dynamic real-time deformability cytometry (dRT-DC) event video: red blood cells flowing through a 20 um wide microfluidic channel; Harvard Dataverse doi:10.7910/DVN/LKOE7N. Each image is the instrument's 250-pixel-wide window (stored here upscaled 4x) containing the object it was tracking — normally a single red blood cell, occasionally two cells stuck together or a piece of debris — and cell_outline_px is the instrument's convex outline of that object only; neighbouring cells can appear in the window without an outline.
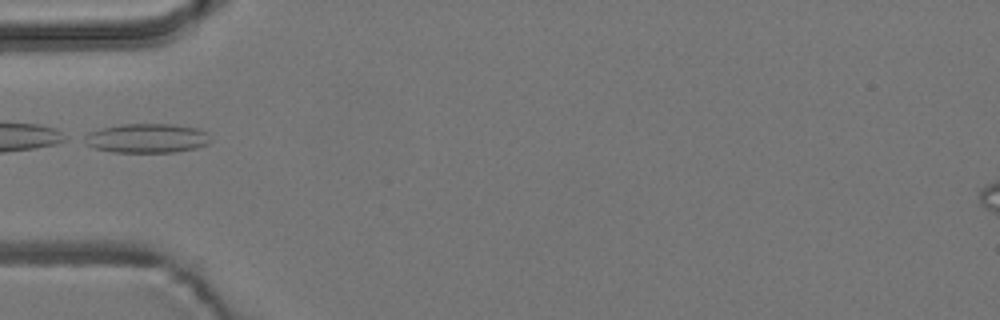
{"species": "common noctule bat (a hibernating species)", "species_latin": "Nyctalus noctula", "temperature_condition": "room temperature", "stored_images_in_passage": 1, "camera_frame_rate_fps": 3000, "um_per_image_px": 0.085, "animal": {"sex": "male", "body_mass_g": 19.2, "forearm_length_mm": 51.8}, "frame": {"image": 1, "passage_image": 1, "time_ms": 0.0, "image_size_px": [1000, 320], "cell_outline_px": [[212, 140], [208, 144], [196, 148], [176, 152], [112, 152], [96, 148], [84, 144], [76, 140], [80, 136], [88, 132], [100, 128], [120, 124], [172, 124], [200, 128], [208, 132]], "centroid_in_image_um": [12.43, 11.74], "position_along_channel_um": 72.6, "area_um2": 22.2}}